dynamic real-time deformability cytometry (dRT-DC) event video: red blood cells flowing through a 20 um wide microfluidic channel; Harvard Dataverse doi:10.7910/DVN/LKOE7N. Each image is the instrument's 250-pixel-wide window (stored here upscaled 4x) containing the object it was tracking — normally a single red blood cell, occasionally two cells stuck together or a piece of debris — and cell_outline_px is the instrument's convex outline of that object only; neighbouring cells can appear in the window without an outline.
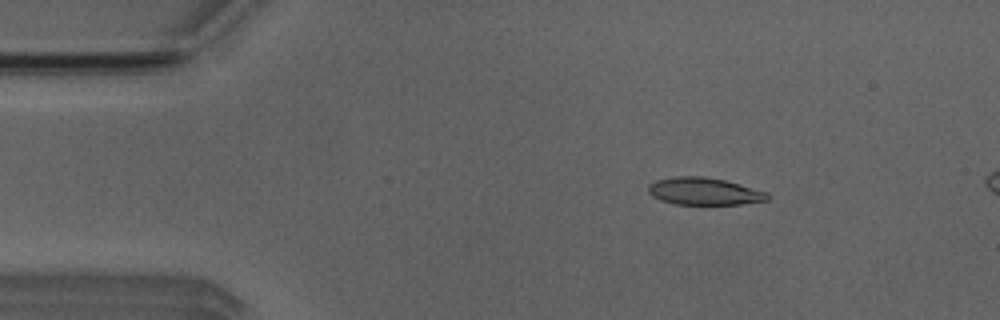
{"species": "Egyptian fruit bat (a non-hibernating species)", "species_latin": "Rousettus aegyptiacus", "temperature_condition": "room temperature", "stored_images_in_passage": 5, "segment_of_instrument_passage": [1, 2], "camera_frame_rate_fps": 3000, "um_per_image_px": 0.085, "animal": {"sex": "male"}, "frame": {"image": 1, "passage_image": 2, "time_ms": 1.333, "image_size_px": [1000, 320], "cell_outline_px": [[768, 200], [740, 204], [676, 204], [660, 200], [652, 196], [648, 192], [648, 184], [656, 180], [676, 176], [704, 176], [724, 180], [768, 192]], "centroid_in_image_um": [59.82, 16.26], "position_along_channel_um": 25.2, "area_um2": 18.9}}